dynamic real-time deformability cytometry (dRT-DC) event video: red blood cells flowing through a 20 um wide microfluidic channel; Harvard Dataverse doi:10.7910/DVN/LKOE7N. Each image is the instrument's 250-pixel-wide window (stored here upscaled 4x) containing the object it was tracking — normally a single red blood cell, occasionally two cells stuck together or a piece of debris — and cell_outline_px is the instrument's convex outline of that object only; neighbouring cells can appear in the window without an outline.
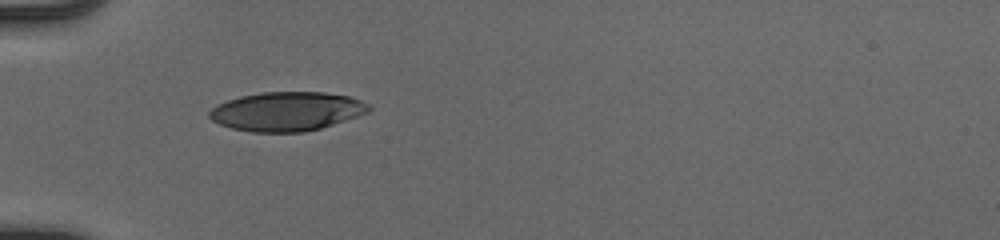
{"species": "human", "species_latin": "Homo sapiens", "temperature_condition": "cold", "stored_images_in_passage": 34, "camera_frame_rate_fps": 3000, "um_per_image_px": 0.085, "donor": {"sex": "male"}, "frame": {"image": 1, "passage_image": 1, "time_ms": 0.0, "image_size_px": [1000, 240], "cell_outline_px": [[372, 108], [368, 112], [320, 128], [304, 132], [252, 132], [232, 128], [220, 124], [212, 120], [208, 116], [208, 112], [216, 104], [240, 96], [260, 92], [324, 92], [348, 96], [372, 104]], "centroid_in_image_um": [24.36, 9.46], "position_along_channel_um": 60.6, "area_um2": 36.24}}
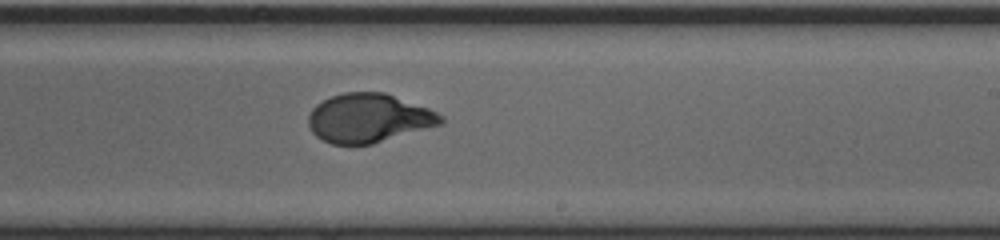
{"frame": {"image": 2, "passage_image": 16, "time_ms": 5.0, "image_size_px": [1000, 240], "cell_outline_px": [[444, 124], [372, 144], [332, 144], [316, 136], [312, 132], [308, 124], [308, 116], [312, 108], [316, 104], [332, 96], [344, 92], [384, 92], [428, 108], [444, 116]], "centroid_in_image_um": [31.35, 10.04], "position_along_channel_um": 257.6, "area_um2": 37.74}}
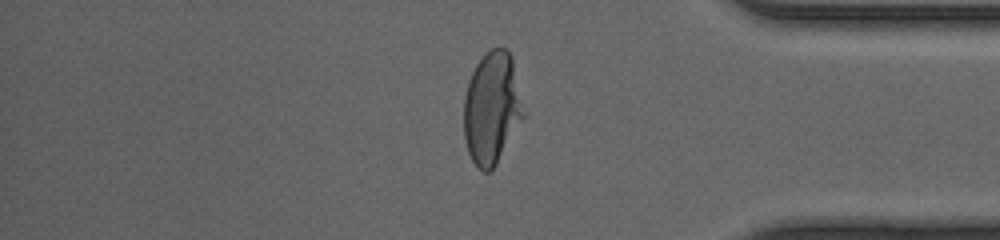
{"frame": {"image": 3, "passage_image": 27, "time_ms": 8.667, "image_size_px": [1000, 240], "cell_outline_px": [[524, 116], [496, 164], [488, 172], [484, 172], [476, 168], [468, 152], [464, 140], [464, 96], [468, 80], [476, 64], [492, 48], [508, 48], [512, 56], [524, 112]], "centroid_in_image_um": [41.78, 9.19], "position_along_channel_um": 393.4, "area_um2": 38.78}, "authors_computed_cell_mechanics": {"area_um2": 37.9168, "velocity_mm_per_s": 4.1323, "shape_relaxation_time_tau1_ms": 4.3827, "shape_relaxation_time_tau2_ms": null, "deformation_change_tau1": 0.228, "deformation_change_tau2": null}}